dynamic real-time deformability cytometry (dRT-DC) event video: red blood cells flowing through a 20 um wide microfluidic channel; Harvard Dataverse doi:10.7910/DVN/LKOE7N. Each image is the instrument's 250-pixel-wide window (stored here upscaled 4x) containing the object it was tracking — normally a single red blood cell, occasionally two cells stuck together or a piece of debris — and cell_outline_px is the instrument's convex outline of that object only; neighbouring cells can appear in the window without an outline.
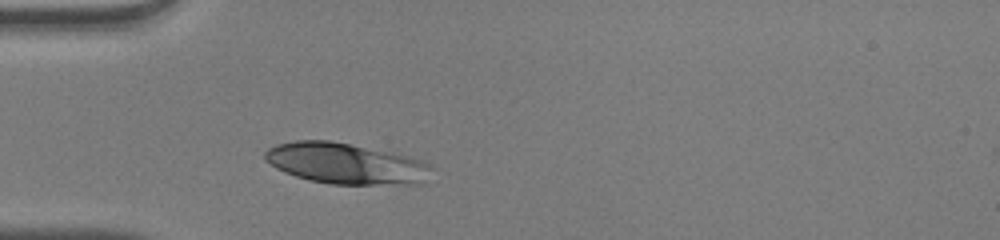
{"species": "human", "species_latin": "Homo sapiens", "temperature_condition": "warm", "stored_images_in_passage": 27, "camera_frame_rate_fps": 3000, "um_per_image_px": 0.085, "donor": {"sex": "male"}, "frame": {"image": 1, "passage_image": 1, "time_ms": 0.0, "image_size_px": [1000, 240], "cell_outline_px": [[432, 168], [424, 184], [332, 184], [308, 180], [284, 172], [276, 168], [264, 160], [264, 152], [268, 148], [276, 144], [296, 140], [328, 140], [392, 152], [408, 156], [432, 164]], "centroid_in_image_um": [29.39, 13.9], "position_along_channel_um": 55.6, "area_um2": 39.88}}
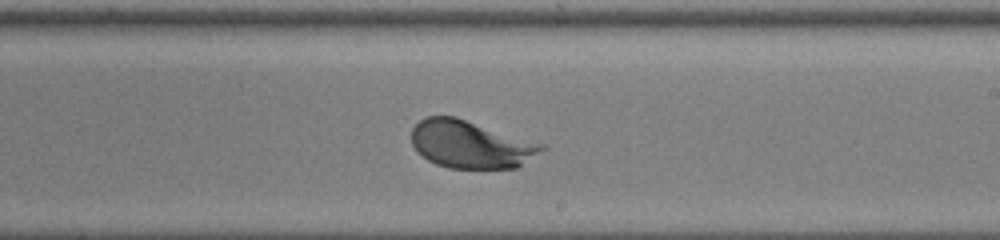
{"frame": {"image": 2, "passage_image": 16, "time_ms": 5.0, "image_size_px": [1000, 240], "cell_outline_px": [[544, 148], [516, 168], [448, 168], [436, 164], [428, 160], [416, 152], [412, 144], [412, 128], [420, 120], [428, 116], [456, 116], [544, 144]], "centroid_in_image_um": [39.95, 12.26], "position_along_channel_um": 249.0, "area_um2": 35.95}}
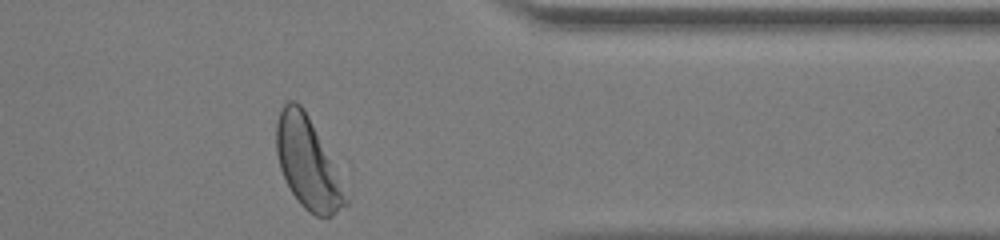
{"frame": {"image": 3, "passage_image": 27, "time_ms": 8.667, "image_size_px": [1000, 240], "cell_outline_px": [[348, 204], [332, 216], [316, 216], [308, 212], [300, 204], [292, 192], [280, 168], [276, 152], [276, 124], [284, 100], [296, 100], [300, 104], [308, 116], [348, 200]], "centroid_in_image_um": [26.08, 13.86], "position_along_channel_um": 385.3, "area_um2": 35.2}, "authors_computed_cell_mechanics": {"area_um2": 36.414, "velocity_mm_per_s": 4.0401, "shape_relaxation_time_tau1_ms": 1.7512, "shape_relaxation_time_tau2_ms": null, "deformation_change_tau1": 0.1705, "deformation_change_tau2": null}}